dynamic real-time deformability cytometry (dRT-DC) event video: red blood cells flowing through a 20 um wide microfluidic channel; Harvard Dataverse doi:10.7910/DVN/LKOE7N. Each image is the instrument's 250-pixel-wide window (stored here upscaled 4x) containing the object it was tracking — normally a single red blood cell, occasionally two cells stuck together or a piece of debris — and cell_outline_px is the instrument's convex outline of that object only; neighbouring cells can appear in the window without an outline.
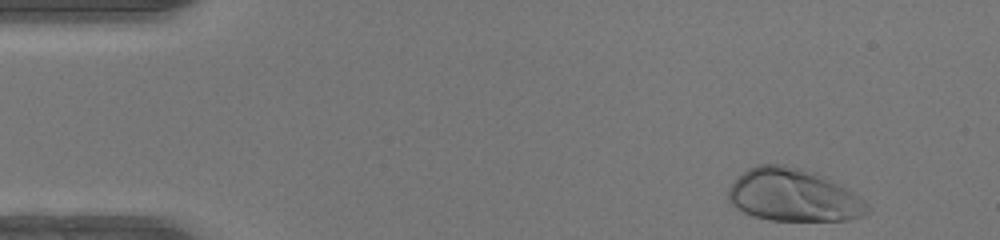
{"species": "human", "species_latin": "Homo sapiens", "temperature_condition": "warm", "stored_images_in_passage": 46, "camera_frame_rate_fps": 3000, "um_per_image_px": 0.085, "donor": {"sex": "female"}, "frame": {"image": 1, "passage_image": 2, "time_ms": 0.333, "image_size_px": [1000, 240], "cell_outline_px": [[868, 212], [864, 216], [848, 220], [768, 220], [752, 216], [736, 208], [728, 200], [728, 188], [748, 168], [756, 164], [784, 164], [816, 172], [824, 176], [852, 192], [864, 200], [868, 204]], "centroid_in_image_um": [67.42, 16.59], "position_along_channel_um": 17.6, "area_um2": 42.6}}
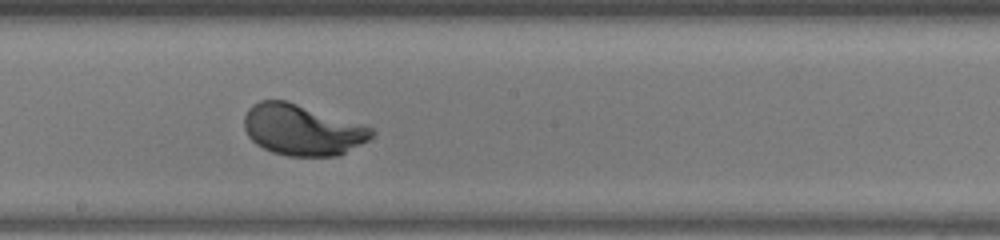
{"frame": {"image": 2, "passage_image": 24, "time_ms": 7.667, "image_size_px": [1000, 240], "cell_outline_px": [[376, 132], [368, 140], [336, 156], [288, 156], [272, 152], [256, 144], [248, 136], [244, 128], [244, 116], [248, 108], [252, 104], [260, 100], [284, 100], [372, 128]], "centroid_in_image_um": [25.63, 11.05], "position_along_channel_um": 222.6, "area_um2": 37.22}}
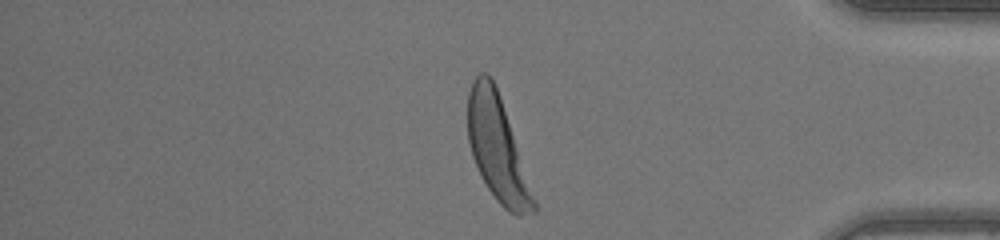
{"frame": {"image": 3, "passage_image": 38, "time_ms": 12.333, "image_size_px": [1000, 240], "cell_outline_px": [[536, 212], [520, 216], [516, 216], [508, 212], [496, 200], [480, 176], [472, 156], [468, 140], [468, 92], [472, 80], [480, 72], [484, 72], [492, 80], [496, 88], [536, 204]], "centroid_in_image_um": [42.22, 12.66], "position_along_channel_um": 393.0, "area_um2": 38.84}, "authors_computed_cell_mechanics": {"area_um2": 38.0035, "velocity_mm_per_s": 4.2562, "shape_relaxation_time_tau1_ms": 1.6944, "shape_relaxation_time_tau2_ms": null, "deformation_change_tau1": 0.163, "deformation_change_tau2": null}}